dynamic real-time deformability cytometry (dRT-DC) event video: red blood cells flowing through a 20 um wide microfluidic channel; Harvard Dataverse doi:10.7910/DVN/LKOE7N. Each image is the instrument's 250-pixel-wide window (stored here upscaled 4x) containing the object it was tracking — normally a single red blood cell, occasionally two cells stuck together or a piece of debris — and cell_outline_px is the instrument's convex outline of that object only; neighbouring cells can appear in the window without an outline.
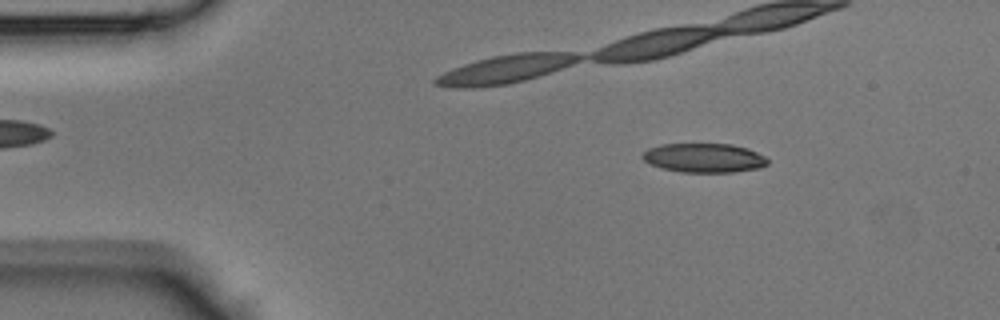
{"species": "Egyptian fruit bat (a non-hibernating species)", "species_latin": "Rousettus aegyptiacus", "temperature_condition": "room temperature", "stored_images_in_passage": 13, "camera_frame_rate_fps": 3000, "um_per_image_px": 0.085, "animal": {"sex": "male"}, "frame": {"image": 1, "passage_image": 6, "time_ms": 1.667, "image_size_px": [1000, 320], "cell_outline_px": [[768, 164], [760, 168], [736, 172], [680, 172], [660, 168], [648, 164], [640, 156], [648, 148], [660, 144], [732, 144], [748, 148], [764, 156], [768, 160]], "centroid_in_image_um": [59.82, 13.42], "position_along_channel_um": 25.2, "area_um2": 21.5}}